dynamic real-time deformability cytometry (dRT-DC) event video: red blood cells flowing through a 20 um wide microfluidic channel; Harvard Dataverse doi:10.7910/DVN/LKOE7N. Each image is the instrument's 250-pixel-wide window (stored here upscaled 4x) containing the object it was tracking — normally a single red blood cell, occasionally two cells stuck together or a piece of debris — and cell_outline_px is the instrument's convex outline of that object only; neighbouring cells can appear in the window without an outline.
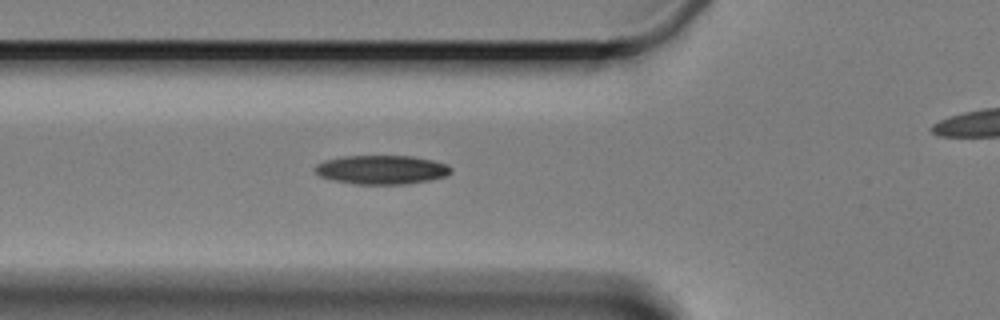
{"species": "Egyptian fruit bat (a non-hibernating species)", "species_latin": "Rousettus aegyptiacus", "temperature_condition": "cold", "stored_images_in_passage": 8, "segment_of_instrument_passage": [1, 2], "camera_frame_rate_fps": 3000, "um_per_image_px": 0.085, "animal": {"sex": "female"}, "frame": {"image": 1, "passage_image": 7, "time_ms": 7.0, "image_size_px": [1000, 320], "cell_outline_px": [[452, 172], [444, 176], [428, 180], [404, 184], [356, 184], [336, 180], [320, 176], [316, 172], [316, 164], [324, 160], [344, 156], [412, 156], [432, 160], [448, 164], [452, 168]], "centroid_in_image_um": [32.46, 14.41], "position_along_channel_um": 93.3, "area_um2": 22.72}}